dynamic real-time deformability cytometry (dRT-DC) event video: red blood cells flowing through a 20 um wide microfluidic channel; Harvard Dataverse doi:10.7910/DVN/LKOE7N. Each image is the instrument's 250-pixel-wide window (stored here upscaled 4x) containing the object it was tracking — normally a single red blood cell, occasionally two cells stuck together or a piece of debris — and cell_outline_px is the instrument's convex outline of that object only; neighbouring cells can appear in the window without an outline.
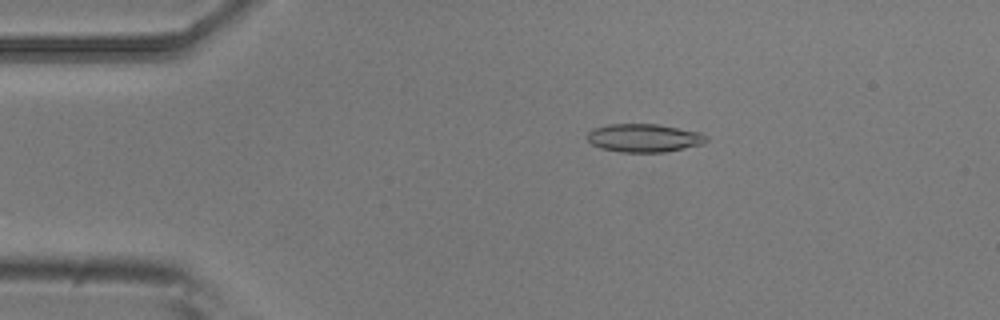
{"species": "common noctule bat (a hibernating species)", "species_latin": "Nyctalus noctula", "temperature_condition": "room temperature", "stored_images_in_passage": 4, "camera_frame_rate_fps": 3000, "um_per_image_px": 0.085, "animal": {"sex": "male", "body_mass_g": 20.5, "forearm_length_mm": 52.5}, "frame": {"image": 1, "passage_image": 3, "time_ms": 0.667, "image_size_px": [1000, 320], "cell_outline_px": [[708, 140], [704, 144], [664, 152], [620, 152], [600, 148], [592, 144], [588, 140], [588, 132], [592, 128], [608, 124], [660, 124], [700, 132], [708, 136]], "centroid_in_image_um": [54.76, 11.72], "position_along_channel_um": 30.2, "area_um2": 19.77}}